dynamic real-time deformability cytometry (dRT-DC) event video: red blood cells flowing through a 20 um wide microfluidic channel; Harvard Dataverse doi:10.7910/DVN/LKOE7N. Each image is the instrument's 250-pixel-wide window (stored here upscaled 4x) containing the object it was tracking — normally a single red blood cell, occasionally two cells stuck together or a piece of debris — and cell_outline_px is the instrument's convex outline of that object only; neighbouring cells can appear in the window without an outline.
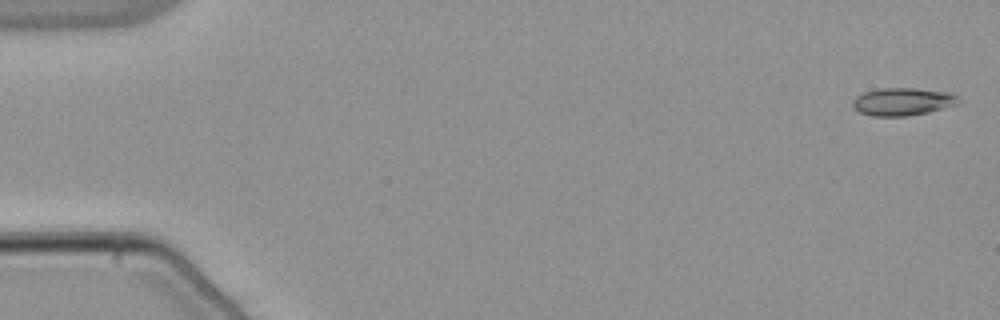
{"species": "common noctule bat (a hibernating species)", "species_latin": "Nyctalus noctula", "temperature_condition": "warm", "stored_images_in_passage": 54, "camera_frame_rate_fps": 3000, "um_per_image_px": 0.085, "animal": {"sex": "male", "body_mass_g": 21.5, "forearm_length_mm": 52.0}, "frame": {"image": 1, "passage_image": 2, "time_ms": 0.333, "image_size_px": [1000, 320], "cell_outline_px": [[960, 104], [928, 112], [908, 116], [872, 116], [860, 112], [852, 108], [852, 100], [856, 96], [864, 92], [880, 88], [916, 88], [948, 92], [956, 96], [960, 100]], "centroid_in_image_um": [76.71, 8.64], "position_along_channel_um": 8.3, "area_um2": 17.22}}
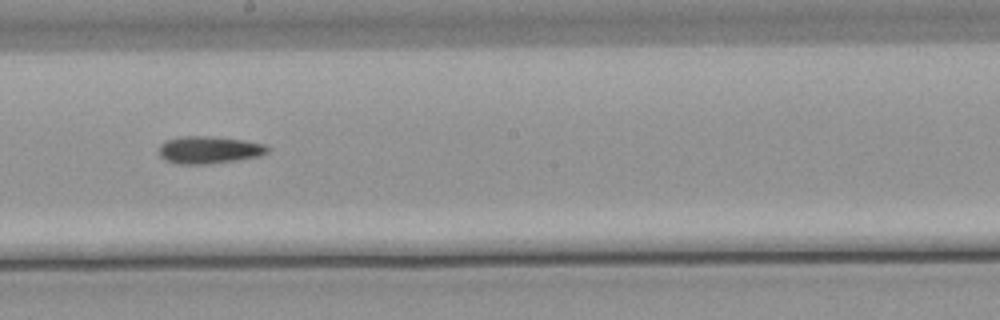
{"frame": {"image": 2, "passage_image": 31, "time_ms": 10.0, "image_size_px": [1000, 320], "cell_outline_px": [[272, 148], [268, 152], [260, 156], [236, 160], [208, 164], [180, 164], [164, 160], [160, 156], [160, 144], [164, 140], [180, 136], [212, 136], [244, 140], [264, 144]], "centroid_in_image_um": [17.78, 12.73], "position_along_channel_um": 230.4, "area_um2": 17.51}}
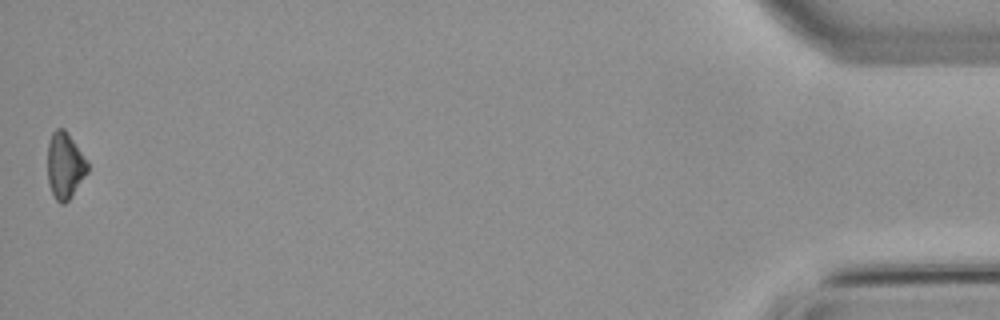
{"frame": {"image": 3, "passage_image": 54, "time_ms": 17.667, "image_size_px": [1000, 320], "cell_outline_px": [[88, 172], [68, 200], [64, 204], [60, 204], [56, 200], [48, 184], [48, 144], [52, 132], [56, 128], [64, 128], [88, 160]], "centroid_in_image_um": [5.52, 14.06], "position_along_channel_um": 429.7, "area_um2": 15.43}}